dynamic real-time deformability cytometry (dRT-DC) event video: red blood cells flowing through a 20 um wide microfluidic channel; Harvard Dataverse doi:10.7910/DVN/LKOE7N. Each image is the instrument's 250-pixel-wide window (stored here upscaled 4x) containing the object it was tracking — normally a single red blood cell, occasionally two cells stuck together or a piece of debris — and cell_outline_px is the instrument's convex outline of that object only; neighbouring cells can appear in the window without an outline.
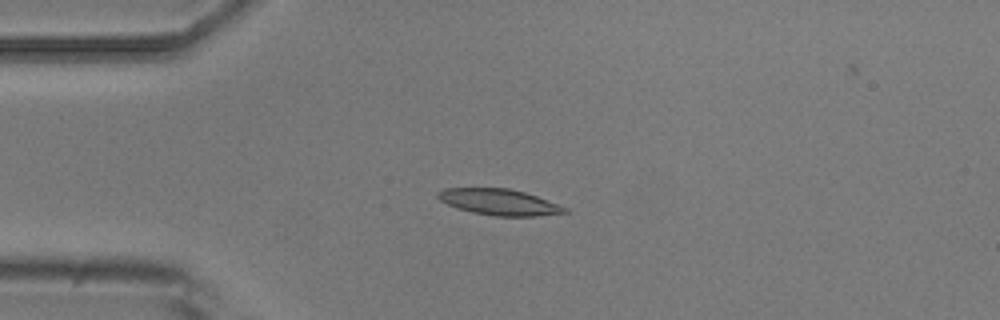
{"species": "common noctule bat (a hibernating species)", "species_latin": "Nyctalus noctula", "temperature_condition": "room temperature", "stored_images_in_passage": 3, "camera_frame_rate_fps": 3000, "um_per_image_px": 0.085, "animal": {"sex": "male", "body_mass_g": 20.5, "forearm_length_mm": 52.5}, "frame": {"image": 1, "passage_image": 1, "time_ms": 0.0, "image_size_px": [1000, 320], "cell_outline_px": [[568, 212], [536, 216], [496, 216], [472, 212], [456, 208], [440, 200], [436, 196], [436, 192], [444, 188], [508, 188], [524, 192], [536, 196], [568, 208]], "centroid_in_image_um": [42.39, 17.17], "position_along_channel_um": 42.6, "area_um2": 19.19}}
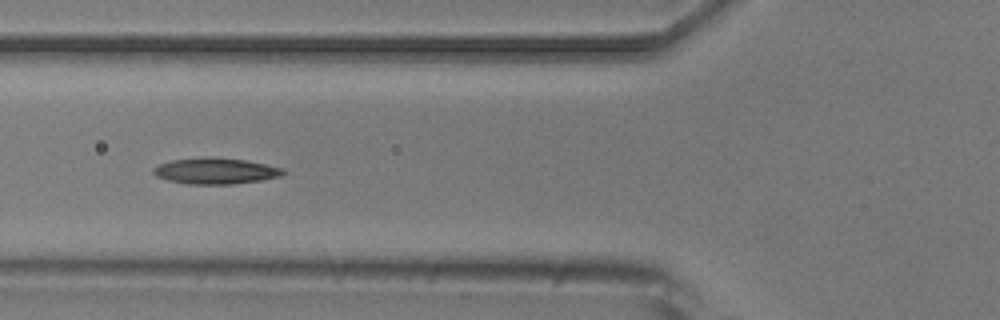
{"frame": {"image": 2, "passage_image": 3, "time_ms": 2.333, "image_size_px": [1000, 320], "cell_outline_px": [[288, 172], [280, 176], [260, 180], [232, 184], [188, 184], [168, 180], [156, 176], [152, 172], [152, 168], [160, 164], [172, 160], [212, 156], [244, 160], [284, 168]], "centroid_in_image_um": [18.32, 14.53], "position_along_channel_um": 107.5, "area_um2": 19.71}}